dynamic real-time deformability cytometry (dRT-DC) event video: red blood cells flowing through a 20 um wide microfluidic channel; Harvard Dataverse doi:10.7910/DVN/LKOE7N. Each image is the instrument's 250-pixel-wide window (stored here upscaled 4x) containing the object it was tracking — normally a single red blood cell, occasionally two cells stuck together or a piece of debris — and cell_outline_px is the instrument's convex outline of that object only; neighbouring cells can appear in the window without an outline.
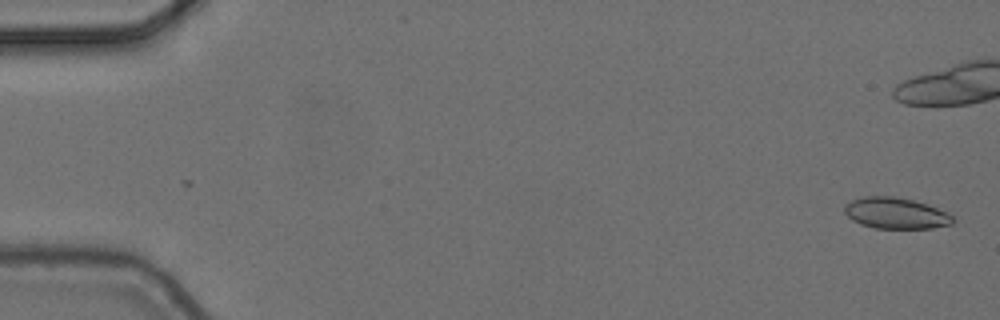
{"species": "common noctule bat (a hibernating species)", "species_latin": "Nyctalus noctula", "temperature_condition": "cold", "stored_images_in_passage": 7, "camera_frame_rate_fps": 3000, "um_per_image_px": 0.085, "animal": {"sex": "female", "body_mass_g": 24.6, "forearm_length_mm": 56.2}, "frame": {"image": 1, "passage_image": 1, "time_ms": 0.0, "image_size_px": [1000, 320], "cell_outline_px": [[956, 220], [952, 224], [932, 228], [876, 228], [860, 224], [852, 220], [844, 212], [844, 204], [852, 200], [864, 196], [892, 196], [912, 200], [936, 208], [952, 216]], "centroid_in_image_um": [76.1, 18.12], "position_along_channel_um": 8.9, "area_um2": 19.48}}